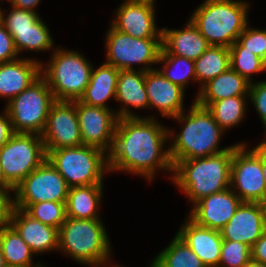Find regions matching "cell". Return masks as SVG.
<instances>
[{
  "label": "cell",
  "instance_id": "cell-1",
  "mask_svg": "<svg viewBox=\"0 0 266 267\" xmlns=\"http://www.w3.org/2000/svg\"><path fill=\"white\" fill-rule=\"evenodd\" d=\"M169 138H173L171 130L152 116L118 118L108 154L109 172H132L150 182L157 169L173 172L169 150H162Z\"/></svg>",
  "mask_w": 266,
  "mask_h": 267
},
{
  "label": "cell",
  "instance_id": "cell-2",
  "mask_svg": "<svg viewBox=\"0 0 266 267\" xmlns=\"http://www.w3.org/2000/svg\"><path fill=\"white\" fill-rule=\"evenodd\" d=\"M183 111L173 119L180 122L181 132L173 138L169 150L171 163L178 161L203 158L228 150L219 148V141L225 133L215 122L207 108L199 106L195 101L188 112ZM185 124V125H184Z\"/></svg>",
  "mask_w": 266,
  "mask_h": 267
},
{
  "label": "cell",
  "instance_id": "cell-3",
  "mask_svg": "<svg viewBox=\"0 0 266 267\" xmlns=\"http://www.w3.org/2000/svg\"><path fill=\"white\" fill-rule=\"evenodd\" d=\"M232 158L233 145L215 155L178 161L173 166L172 182L195 204L230 187Z\"/></svg>",
  "mask_w": 266,
  "mask_h": 267
},
{
  "label": "cell",
  "instance_id": "cell-4",
  "mask_svg": "<svg viewBox=\"0 0 266 267\" xmlns=\"http://www.w3.org/2000/svg\"><path fill=\"white\" fill-rule=\"evenodd\" d=\"M104 227L101 219L67 217L58 230V251H64L78 263L105 267L110 261L111 245Z\"/></svg>",
  "mask_w": 266,
  "mask_h": 267
},
{
  "label": "cell",
  "instance_id": "cell-5",
  "mask_svg": "<svg viewBox=\"0 0 266 267\" xmlns=\"http://www.w3.org/2000/svg\"><path fill=\"white\" fill-rule=\"evenodd\" d=\"M249 6L248 2L239 0H205L190 20L209 45L230 48L249 24Z\"/></svg>",
  "mask_w": 266,
  "mask_h": 267
},
{
  "label": "cell",
  "instance_id": "cell-6",
  "mask_svg": "<svg viewBox=\"0 0 266 267\" xmlns=\"http://www.w3.org/2000/svg\"><path fill=\"white\" fill-rule=\"evenodd\" d=\"M93 66L79 52L55 49L41 75L46 79L55 101H76L84 95Z\"/></svg>",
  "mask_w": 266,
  "mask_h": 267
},
{
  "label": "cell",
  "instance_id": "cell-7",
  "mask_svg": "<svg viewBox=\"0 0 266 267\" xmlns=\"http://www.w3.org/2000/svg\"><path fill=\"white\" fill-rule=\"evenodd\" d=\"M103 150L86 145L51 150L47 159L64 177L69 187L103 184V174L109 172L108 155Z\"/></svg>",
  "mask_w": 266,
  "mask_h": 267
},
{
  "label": "cell",
  "instance_id": "cell-8",
  "mask_svg": "<svg viewBox=\"0 0 266 267\" xmlns=\"http://www.w3.org/2000/svg\"><path fill=\"white\" fill-rule=\"evenodd\" d=\"M55 102L46 79L41 75L5 107L15 133L41 135L51 105Z\"/></svg>",
  "mask_w": 266,
  "mask_h": 267
},
{
  "label": "cell",
  "instance_id": "cell-9",
  "mask_svg": "<svg viewBox=\"0 0 266 267\" xmlns=\"http://www.w3.org/2000/svg\"><path fill=\"white\" fill-rule=\"evenodd\" d=\"M106 34V64L119 70H134V64H143L139 70L145 72L154 70L152 64H158L162 38H133L112 26Z\"/></svg>",
  "mask_w": 266,
  "mask_h": 267
},
{
  "label": "cell",
  "instance_id": "cell-10",
  "mask_svg": "<svg viewBox=\"0 0 266 267\" xmlns=\"http://www.w3.org/2000/svg\"><path fill=\"white\" fill-rule=\"evenodd\" d=\"M47 158L41 135L15 133L0 149V165L15 189Z\"/></svg>",
  "mask_w": 266,
  "mask_h": 267
},
{
  "label": "cell",
  "instance_id": "cell-11",
  "mask_svg": "<svg viewBox=\"0 0 266 267\" xmlns=\"http://www.w3.org/2000/svg\"><path fill=\"white\" fill-rule=\"evenodd\" d=\"M246 147L243 142L233 145L230 187L242 202L260 203L266 193L262 153L256 147L249 151Z\"/></svg>",
  "mask_w": 266,
  "mask_h": 267
},
{
  "label": "cell",
  "instance_id": "cell-12",
  "mask_svg": "<svg viewBox=\"0 0 266 267\" xmlns=\"http://www.w3.org/2000/svg\"><path fill=\"white\" fill-rule=\"evenodd\" d=\"M68 191L64 177L46 158L15 188L14 207L24 210L29 204L44 201L66 203Z\"/></svg>",
  "mask_w": 266,
  "mask_h": 267
},
{
  "label": "cell",
  "instance_id": "cell-13",
  "mask_svg": "<svg viewBox=\"0 0 266 267\" xmlns=\"http://www.w3.org/2000/svg\"><path fill=\"white\" fill-rule=\"evenodd\" d=\"M41 137L46 155L51 150L83 145L76 101H55L51 105Z\"/></svg>",
  "mask_w": 266,
  "mask_h": 267
},
{
  "label": "cell",
  "instance_id": "cell-14",
  "mask_svg": "<svg viewBox=\"0 0 266 267\" xmlns=\"http://www.w3.org/2000/svg\"><path fill=\"white\" fill-rule=\"evenodd\" d=\"M76 112L79 121L82 143L103 150L107 155L114 142L118 121L116 112L111 109L89 106L76 100Z\"/></svg>",
  "mask_w": 266,
  "mask_h": 267
},
{
  "label": "cell",
  "instance_id": "cell-15",
  "mask_svg": "<svg viewBox=\"0 0 266 267\" xmlns=\"http://www.w3.org/2000/svg\"><path fill=\"white\" fill-rule=\"evenodd\" d=\"M240 198L231 189L201 198L193 204L189 218L196 224L220 231L241 204Z\"/></svg>",
  "mask_w": 266,
  "mask_h": 267
},
{
  "label": "cell",
  "instance_id": "cell-16",
  "mask_svg": "<svg viewBox=\"0 0 266 267\" xmlns=\"http://www.w3.org/2000/svg\"><path fill=\"white\" fill-rule=\"evenodd\" d=\"M111 26L133 38H162L156 27L155 5L125 0L118 9Z\"/></svg>",
  "mask_w": 266,
  "mask_h": 267
},
{
  "label": "cell",
  "instance_id": "cell-17",
  "mask_svg": "<svg viewBox=\"0 0 266 267\" xmlns=\"http://www.w3.org/2000/svg\"><path fill=\"white\" fill-rule=\"evenodd\" d=\"M265 229L266 218L261 204L241 202L220 233L223 240L239 241L252 247Z\"/></svg>",
  "mask_w": 266,
  "mask_h": 267
},
{
  "label": "cell",
  "instance_id": "cell-18",
  "mask_svg": "<svg viewBox=\"0 0 266 267\" xmlns=\"http://www.w3.org/2000/svg\"><path fill=\"white\" fill-rule=\"evenodd\" d=\"M145 88L149 108H157L162 117L173 118L184 111V89L171 83L158 69L150 70L145 75Z\"/></svg>",
  "mask_w": 266,
  "mask_h": 267
},
{
  "label": "cell",
  "instance_id": "cell-19",
  "mask_svg": "<svg viewBox=\"0 0 266 267\" xmlns=\"http://www.w3.org/2000/svg\"><path fill=\"white\" fill-rule=\"evenodd\" d=\"M9 224L34 254L58 250V229L32 218L24 210L13 207Z\"/></svg>",
  "mask_w": 266,
  "mask_h": 267
},
{
  "label": "cell",
  "instance_id": "cell-20",
  "mask_svg": "<svg viewBox=\"0 0 266 267\" xmlns=\"http://www.w3.org/2000/svg\"><path fill=\"white\" fill-rule=\"evenodd\" d=\"M177 235L207 267H218L223 242L220 231L200 226L187 217Z\"/></svg>",
  "mask_w": 266,
  "mask_h": 267
},
{
  "label": "cell",
  "instance_id": "cell-21",
  "mask_svg": "<svg viewBox=\"0 0 266 267\" xmlns=\"http://www.w3.org/2000/svg\"><path fill=\"white\" fill-rule=\"evenodd\" d=\"M42 63L18 58L0 64V96L8 102L41 76Z\"/></svg>",
  "mask_w": 266,
  "mask_h": 267
},
{
  "label": "cell",
  "instance_id": "cell-22",
  "mask_svg": "<svg viewBox=\"0 0 266 267\" xmlns=\"http://www.w3.org/2000/svg\"><path fill=\"white\" fill-rule=\"evenodd\" d=\"M207 40L191 20L184 29L162 28V49L170 55L197 60L209 47Z\"/></svg>",
  "mask_w": 266,
  "mask_h": 267
},
{
  "label": "cell",
  "instance_id": "cell-23",
  "mask_svg": "<svg viewBox=\"0 0 266 267\" xmlns=\"http://www.w3.org/2000/svg\"><path fill=\"white\" fill-rule=\"evenodd\" d=\"M145 75L146 72L142 70H120L115 97L116 101L123 104L121 110L116 112L119 118L140 117L132 113L130 107L149 108Z\"/></svg>",
  "mask_w": 266,
  "mask_h": 267
},
{
  "label": "cell",
  "instance_id": "cell-24",
  "mask_svg": "<svg viewBox=\"0 0 266 267\" xmlns=\"http://www.w3.org/2000/svg\"><path fill=\"white\" fill-rule=\"evenodd\" d=\"M250 82L231 67L204 84L195 102L206 108L210 103L233 96L249 97Z\"/></svg>",
  "mask_w": 266,
  "mask_h": 267
},
{
  "label": "cell",
  "instance_id": "cell-25",
  "mask_svg": "<svg viewBox=\"0 0 266 267\" xmlns=\"http://www.w3.org/2000/svg\"><path fill=\"white\" fill-rule=\"evenodd\" d=\"M119 72V69L106 63L97 69L92 68L90 82L80 101L89 106L110 109L106 102L112 97L115 100Z\"/></svg>",
  "mask_w": 266,
  "mask_h": 267
},
{
  "label": "cell",
  "instance_id": "cell-26",
  "mask_svg": "<svg viewBox=\"0 0 266 267\" xmlns=\"http://www.w3.org/2000/svg\"><path fill=\"white\" fill-rule=\"evenodd\" d=\"M103 184L69 187L66 215L73 219H100L98 207L102 198Z\"/></svg>",
  "mask_w": 266,
  "mask_h": 267
},
{
  "label": "cell",
  "instance_id": "cell-27",
  "mask_svg": "<svg viewBox=\"0 0 266 267\" xmlns=\"http://www.w3.org/2000/svg\"><path fill=\"white\" fill-rule=\"evenodd\" d=\"M0 248L7 267H41L34 264V254L17 231L10 225L0 228Z\"/></svg>",
  "mask_w": 266,
  "mask_h": 267
},
{
  "label": "cell",
  "instance_id": "cell-28",
  "mask_svg": "<svg viewBox=\"0 0 266 267\" xmlns=\"http://www.w3.org/2000/svg\"><path fill=\"white\" fill-rule=\"evenodd\" d=\"M230 67L229 48L210 45L207 50L195 60L196 81L201 84L200 89L209 80L227 71Z\"/></svg>",
  "mask_w": 266,
  "mask_h": 267
},
{
  "label": "cell",
  "instance_id": "cell-29",
  "mask_svg": "<svg viewBox=\"0 0 266 267\" xmlns=\"http://www.w3.org/2000/svg\"><path fill=\"white\" fill-rule=\"evenodd\" d=\"M150 267H207L176 234L172 242L150 263Z\"/></svg>",
  "mask_w": 266,
  "mask_h": 267
},
{
  "label": "cell",
  "instance_id": "cell-30",
  "mask_svg": "<svg viewBox=\"0 0 266 267\" xmlns=\"http://www.w3.org/2000/svg\"><path fill=\"white\" fill-rule=\"evenodd\" d=\"M45 24L40 17L30 29L7 30L13 38L18 54L24 50L38 52L52 49L54 41Z\"/></svg>",
  "mask_w": 266,
  "mask_h": 267
},
{
  "label": "cell",
  "instance_id": "cell-31",
  "mask_svg": "<svg viewBox=\"0 0 266 267\" xmlns=\"http://www.w3.org/2000/svg\"><path fill=\"white\" fill-rule=\"evenodd\" d=\"M245 99V96L228 97L212 102L206 108L225 132L244 119L247 107Z\"/></svg>",
  "mask_w": 266,
  "mask_h": 267
},
{
  "label": "cell",
  "instance_id": "cell-32",
  "mask_svg": "<svg viewBox=\"0 0 266 267\" xmlns=\"http://www.w3.org/2000/svg\"><path fill=\"white\" fill-rule=\"evenodd\" d=\"M161 62L164 65L162 69L158 71L171 83L185 90V86H187L189 80H194L196 82L194 60L177 55H170L161 49L158 63L161 64Z\"/></svg>",
  "mask_w": 266,
  "mask_h": 267
},
{
  "label": "cell",
  "instance_id": "cell-33",
  "mask_svg": "<svg viewBox=\"0 0 266 267\" xmlns=\"http://www.w3.org/2000/svg\"><path fill=\"white\" fill-rule=\"evenodd\" d=\"M230 50V66L245 77L250 83L252 82V74L265 71L263 59L250 51H244V47L236 40L229 48Z\"/></svg>",
  "mask_w": 266,
  "mask_h": 267
},
{
  "label": "cell",
  "instance_id": "cell-34",
  "mask_svg": "<svg viewBox=\"0 0 266 267\" xmlns=\"http://www.w3.org/2000/svg\"><path fill=\"white\" fill-rule=\"evenodd\" d=\"M24 211L32 218L58 230L67 218L66 203L62 202L44 201L29 204Z\"/></svg>",
  "mask_w": 266,
  "mask_h": 267
},
{
  "label": "cell",
  "instance_id": "cell-35",
  "mask_svg": "<svg viewBox=\"0 0 266 267\" xmlns=\"http://www.w3.org/2000/svg\"><path fill=\"white\" fill-rule=\"evenodd\" d=\"M251 261V247L239 241L223 240L218 267H246Z\"/></svg>",
  "mask_w": 266,
  "mask_h": 267
},
{
  "label": "cell",
  "instance_id": "cell-36",
  "mask_svg": "<svg viewBox=\"0 0 266 267\" xmlns=\"http://www.w3.org/2000/svg\"><path fill=\"white\" fill-rule=\"evenodd\" d=\"M37 12L19 9L12 6L11 12L5 16L2 9H0V22L6 28V30H24L30 29L38 19Z\"/></svg>",
  "mask_w": 266,
  "mask_h": 267
},
{
  "label": "cell",
  "instance_id": "cell-37",
  "mask_svg": "<svg viewBox=\"0 0 266 267\" xmlns=\"http://www.w3.org/2000/svg\"><path fill=\"white\" fill-rule=\"evenodd\" d=\"M237 41L244 47V51H250L264 59L266 56V29H253L249 25L239 35Z\"/></svg>",
  "mask_w": 266,
  "mask_h": 267
},
{
  "label": "cell",
  "instance_id": "cell-38",
  "mask_svg": "<svg viewBox=\"0 0 266 267\" xmlns=\"http://www.w3.org/2000/svg\"><path fill=\"white\" fill-rule=\"evenodd\" d=\"M249 100L257 110L266 130V81L250 83Z\"/></svg>",
  "mask_w": 266,
  "mask_h": 267
},
{
  "label": "cell",
  "instance_id": "cell-39",
  "mask_svg": "<svg viewBox=\"0 0 266 267\" xmlns=\"http://www.w3.org/2000/svg\"><path fill=\"white\" fill-rule=\"evenodd\" d=\"M18 56L11 34L0 22V64L18 59Z\"/></svg>",
  "mask_w": 266,
  "mask_h": 267
},
{
  "label": "cell",
  "instance_id": "cell-40",
  "mask_svg": "<svg viewBox=\"0 0 266 267\" xmlns=\"http://www.w3.org/2000/svg\"><path fill=\"white\" fill-rule=\"evenodd\" d=\"M14 199L8 192L0 191V228L9 224Z\"/></svg>",
  "mask_w": 266,
  "mask_h": 267
},
{
  "label": "cell",
  "instance_id": "cell-41",
  "mask_svg": "<svg viewBox=\"0 0 266 267\" xmlns=\"http://www.w3.org/2000/svg\"><path fill=\"white\" fill-rule=\"evenodd\" d=\"M251 260L266 265V229L251 247Z\"/></svg>",
  "mask_w": 266,
  "mask_h": 267
},
{
  "label": "cell",
  "instance_id": "cell-42",
  "mask_svg": "<svg viewBox=\"0 0 266 267\" xmlns=\"http://www.w3.org/2000/svg\"><path fill=\"white\" fill-rule=\"evenodd\" d=\"M15 134L11 119L6 110L4 114H0V149L9 141Z\"/></svg>",
  "mask_w": 266,
  "mask_h": 267
},
{
  "label": "cell",
  "instance_id": "cell-43",
  "mask_svg": "<svg viewBox=\"0 0 266 267\" xmlns=\"http://www.w3.org/2000/svg\"><path fill=\"white\" fill-rule=\"evenodd\" d=\"M40 1L41 0H8V2L16 8L30 10L34 12H36L35 7L39 5Z\"/></svg>",
  "mask_w": 266,
  "mask_h": 267
},
{
  "label": "cell",
  "instance_id": "cell-44",
  "mask_svg": "<svg viewBox=\"0 0 266 267\" xmlns=\"http://www.w3.org/2000/svg\"><path fill=\"white\" fill-rule=\"evenodd\" d=\"M0 191L8 193L9 191L12 192L15 191V189L7 182L1 165H0Z\"/></svg>",
  "mask_w": 266,
  "mask_h": 267
},
{
  "label": "cell",
  "instance_id": "cell-45",
  "mask_svg": "<svg viewBox=\"0 0 266 267\" xmlns=\"http://www.w3.org/2000/svg\"><path fill=\"white\" fill-rule=\"evenodd\" d=\"M266 157V140H262L257 146H255Z\"/></svg>",
  "mask_w": 266,
  "mask_h": 267
},
{
  "label": "cell",
  "instance_id": "cell-46",
  "mask_svg": "<svg viewBox=\"0 0 266 267\" xmlns=\"http://www.w3.org/2000/svg\"><path fill=\"white\" fill-rule=\"evenodd\" d=\"M262 172L266 182V157L262 154Z\"/></svg>",
  "mask_w": 266,
  "mask_h": 267
},
{
  "label": "cell",
  "instance_id": "cell-47",
  "mask_svg": "<svg viewBox=\"0 0 266 267\" xmlns=\"http://www.w3.org/2000/svg\"><path fill=\"white\" fill-rule=\"evenodd\" d=\"M246 267H266V265L256 263V262L251 260Z\"/></svg>",
  "mask_w": 266,
  "mask_h": 267
},
{
  "label": "cell",
  "instance_id": "cell-48",
  "mask_svg": "<svg viewBox=\"0 0 266 267\" xmlns=\"http://www.w3.org/2000/svg\"><path fill=\"white\" fill-rule=\"evenodd\" d=\"M260 204L262 206L263 213H264L265 218H266V193H265V196H264L263 200L260 202Z\"/></svg>",
  "mask_w": 266,
  "mask_h": 267
},
{
  "label": "cell",
  "instance_id": "cell-49",
  "mask_svg": "<svg viewBox=\"0 0 266 267\" xmlns=\"http://www.w3.org/2000/svg\"><path fill=\"white\" fill-rule=\"evenodd\" d=\"M0 267H7L6 262H5V258L2 255L1 248H0Z\"/></svg>",
  "mask_w": 266,
  "mask_h": 267
},
{
  "label": "cell",
  "instance_id": "cell-50",
  "mask_svg": "<svg viewBox=\"0 0 266 267\" xmlns=\"http://www.w3.org/2000/svg\"><path fill=\"white\" fill-rule=\"evenodd\" d=\"M132 2H147V3H152L155 5V0H128Z\"/></svg>",
  "mask_w": 266,
  "mask_h": 267
},
{
  "label": "cell",
  "instance_id": "cell-51",
  "mask_svg": "<svg viewBox=\"0 0 266 267\" xmlns=\"http://www.w3.org/2000/svg\"><path fill=\"white\" fill-rule=\"evenodd\" d=\"M263 65H264V70L266 71V56H265V58L263 59Z\"/></svg>",
  "mask_w": 266,
  "mask_h": 267
}]
</instances>
